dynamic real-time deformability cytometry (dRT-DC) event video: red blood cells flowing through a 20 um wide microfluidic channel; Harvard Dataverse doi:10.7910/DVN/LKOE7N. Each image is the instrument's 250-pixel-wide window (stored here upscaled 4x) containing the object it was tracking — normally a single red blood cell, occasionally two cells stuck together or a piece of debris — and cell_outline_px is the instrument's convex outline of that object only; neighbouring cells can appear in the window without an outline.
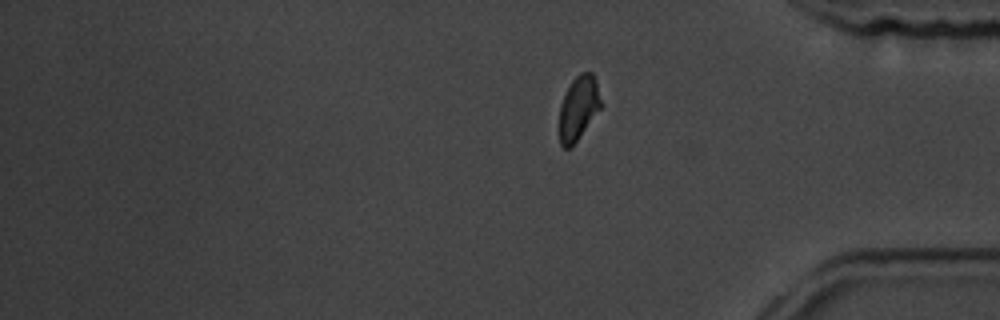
{"species": "common noctule bat (a hibernating species)", "species_latin": "Nyctalus noctula", "temperature_condition": "room temperature", "stored_images_in_passage": 16, "segment_of_instrument_passage": [2, 2], "camera_frame_rate_fps": 3000, "um_per_image_px": 0.085, "animal": {"sex": "male", "body_mass_g": 19.5, "forearm_length_mm": 54.6}, "frame": {"image": 1, "passage_image": 16, "time_ms": 19.333, "image_size_px": [1000, 320], "cell_outline_px": [[600, 108], [572, 148], [564, 148], [560, 144], [560, 104], [572, 80], [580, 72], [592, 72], [596, 80], [600, 100]], "centroid_in_image_um": [49.16, 9.19], "position_along_channel_um": 386.0, "area_um2": 15.26}}